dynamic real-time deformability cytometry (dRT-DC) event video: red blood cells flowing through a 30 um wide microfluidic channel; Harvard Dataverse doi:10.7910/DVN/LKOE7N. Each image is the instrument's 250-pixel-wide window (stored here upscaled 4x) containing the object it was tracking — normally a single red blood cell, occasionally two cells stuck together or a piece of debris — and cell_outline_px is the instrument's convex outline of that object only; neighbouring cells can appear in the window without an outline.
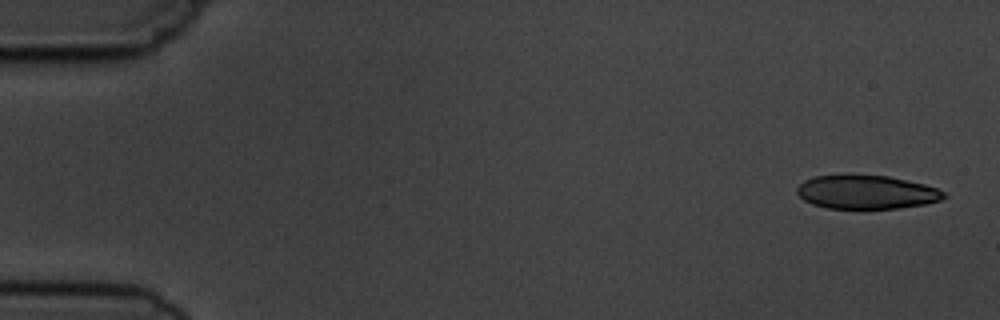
{"species": "common noctule bat (a hibernating species)", "species_latin": "Nyctalus noctula", "temperature_condition": "cold", "stored_images_in_passage": 4, "camera_frame_rate_fps": 3000, "um_per_image_px": 0.085, "animal": {"sex": "male", "body_mass_g": 19.5, "forearm_length_mm": 54.6}, "frame": {"image": 1, "passage_image": 1, "time_ms": 0.0, "image_size_px": [1000, 320], "cell_outline_px": [[948, 196], [940, 200], [924, 204], [900, 208], [828, 208], [812, 204], [804, 200], [796, 192], [796, 188], [804, 180], [816, 176], [888, 176], [924, 184], [936, 188], [944, 192]], "centroid_in_image_um": [73.65, 16.34], "position_along_channel_um": 11.3, "area_um2": 28.38}}